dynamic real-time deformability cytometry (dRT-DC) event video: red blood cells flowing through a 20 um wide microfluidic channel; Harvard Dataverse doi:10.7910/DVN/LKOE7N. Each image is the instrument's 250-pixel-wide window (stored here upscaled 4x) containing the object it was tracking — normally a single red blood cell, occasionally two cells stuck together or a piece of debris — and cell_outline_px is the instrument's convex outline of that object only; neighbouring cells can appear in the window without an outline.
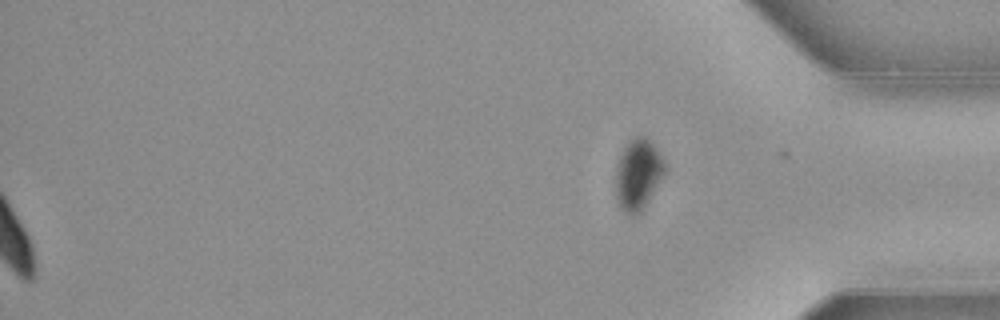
{"species": "common noctule bat (a hibernating species)", "species_latin": "Nyctalus noctula", "temperature_condition": "warm", "stored_images_in_passage": 55, "segment_of_instrument_passage": [2, 2], "camera_frame_rate_fps": 3000, "um_per_image_px": 0.085, "animal": {"sex": "female", "body_mass_g": 21.9}, "frame": {"image": 1, "passage_image": 55, "time_ms": 18.0, "image_size_px": [1000, 320], "cell_outline_px": [[664, 172], [644, 208], [640, 212], [632, 216], [624, 212], [616, 196], [616, 168], [620, 156], [628, 140], [632, 136], [644, 136], [656, 148], [664, 160]], "centroid_in_image_um": [54.21, 14.81], "position_along_channel_um": 381.0, "area_um2": 19.83}}